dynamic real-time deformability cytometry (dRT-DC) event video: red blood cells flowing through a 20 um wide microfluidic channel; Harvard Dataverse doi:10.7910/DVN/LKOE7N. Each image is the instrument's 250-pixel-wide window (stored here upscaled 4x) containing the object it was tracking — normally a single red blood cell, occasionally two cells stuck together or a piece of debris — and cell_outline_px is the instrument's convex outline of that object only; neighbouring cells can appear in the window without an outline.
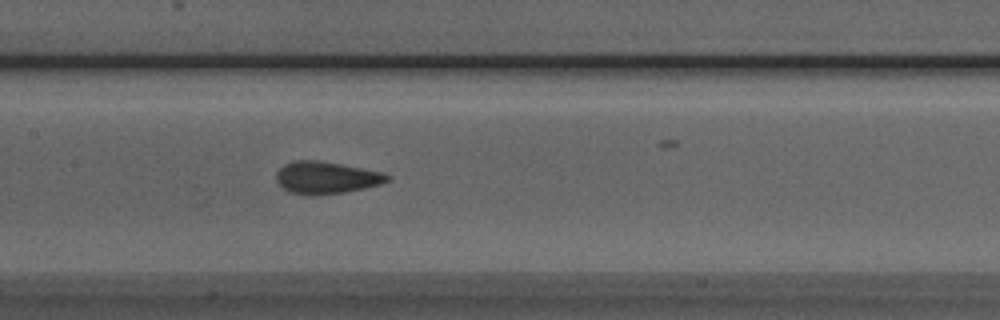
{"species": "Egyptian fruit bat (a non-hibernating species)", "species_latin": "Rousettus aegyptiacus", "temperature_condition": "room temperature", "stored_images_in_passage": 41, "camera_frame_rate_fps": 3000, "um_per_image_px": 0.085, "animal": {"sex": "male"}, "frame": {"image": 1, "passage_image": 14, "time_ms": 4.333, "image_size_px": [1000, 320], "cell_outline_px": [[392, 176], [388, 180], [380, 184], [364, 188], [344, 192], [312, 196], [308, 196], [288, 192], [276, 180], [276, 172], [284, 164], [292, 160], [320, 160], [384, 172]], "centroid_in_image_um": [27.71, 15.09], "position_along_channel_um": 179.7, "area_um2": 21.04}}
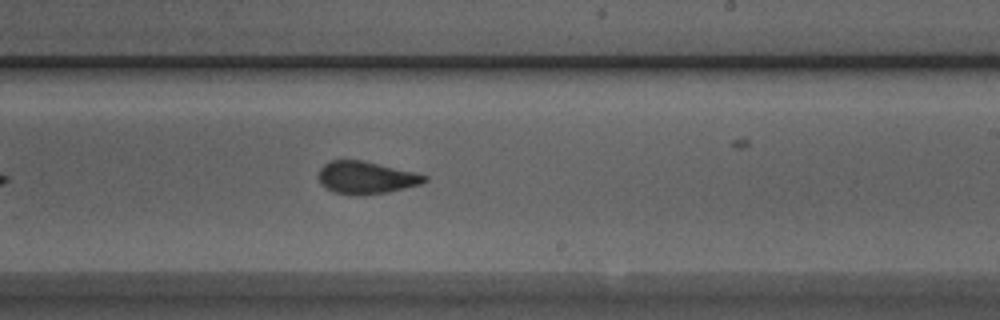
{"frame": {"image": 2, "passage_image": 20, "time_ms": 6.333, "image_size_px": [1000, 320], "cell_outline_px": [[428, 180], [420, 184], [388, 192], [356, 196], [332, 192], [324, 188], [320, 184], [320, 168], [328, 160], [360, 160], [412, 172], [428, 176]], "centroid_in_image_um": [31.07, 15.11], "position_along_channel_um": 257.9, "area_um2": 19.88}}
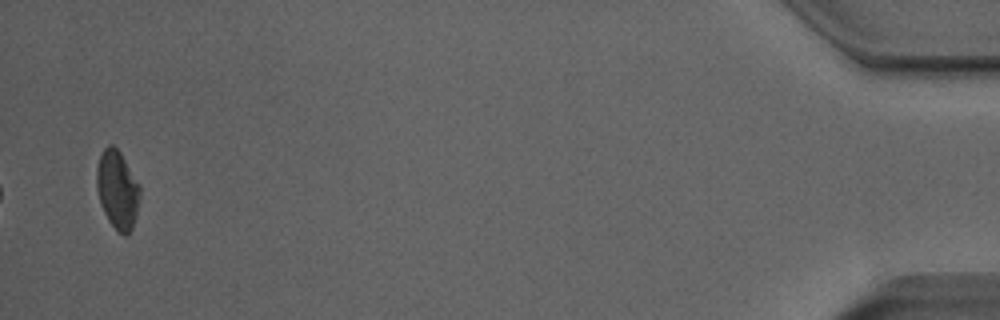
{"frame": {"image": 3, "passage_image": 40, "time_ms": 13.0, "image_size_px": [1000, 320], "cell_outline_px": [[140, 196], [132, 228], [124, 236], [108, 220], [100, 204], [96, 188], [96, 168], [100, 156], [104, 148], [108, 144], [112, 144], [120, 152], [140, 184]], "centroid_in_image_um": [9.96, 16.08], "position_along_channel_um": 425.2, "area_um2": 19.65}, "authors_computed_cell_mechanics": {"area_um2": 20.23, "velocity_mm_per_s": 3.9339, "shape_relaxation_time_tau1_ms": 11.2168, "shape_relaxation_time_tau2_ms": 1.2388, "deformation_change_tau1": 0.1752, "deformation_change_tau2": 0.0479}}